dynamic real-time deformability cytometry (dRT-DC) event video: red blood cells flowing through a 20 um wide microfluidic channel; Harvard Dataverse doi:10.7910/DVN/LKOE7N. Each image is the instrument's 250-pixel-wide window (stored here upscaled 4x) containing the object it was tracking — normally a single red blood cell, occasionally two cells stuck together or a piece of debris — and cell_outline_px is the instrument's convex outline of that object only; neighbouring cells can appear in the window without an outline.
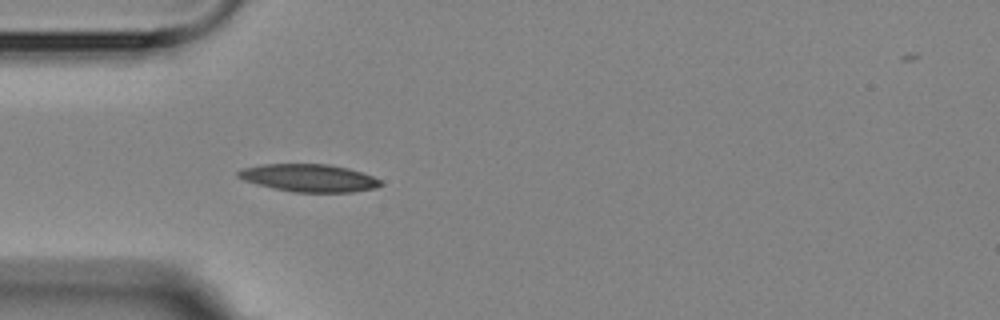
{"species": "Egyptian fruit bat (a non-hibernating species)", "species_latin": "Rousettus aegyptiacus", "temperature_condition": "room temperature", "stored_images_in_passage": 4, "camera_frame_rate_fps": 3000, "um_per_image_px": 0.085, "animal": {"sex": "female"}, "frame": {"image": 1, "passage_image": 4, "time_ms": 3.333, "image_size_px": [1000, 320], "cell_outline_px": [[384, 184], [376, 188], [352, 192], [292, 192], [272, 188], [256, 184], [244, 180], [236, 176], [236, 172], [240, 168], [264, 164], [328, 164], [348, 168], [372, 176], [380, 180]], "centroid_in_image_um": [26.23, 15.13], "position_along_channel_um": 58.8, "area_um2": 23.06}}